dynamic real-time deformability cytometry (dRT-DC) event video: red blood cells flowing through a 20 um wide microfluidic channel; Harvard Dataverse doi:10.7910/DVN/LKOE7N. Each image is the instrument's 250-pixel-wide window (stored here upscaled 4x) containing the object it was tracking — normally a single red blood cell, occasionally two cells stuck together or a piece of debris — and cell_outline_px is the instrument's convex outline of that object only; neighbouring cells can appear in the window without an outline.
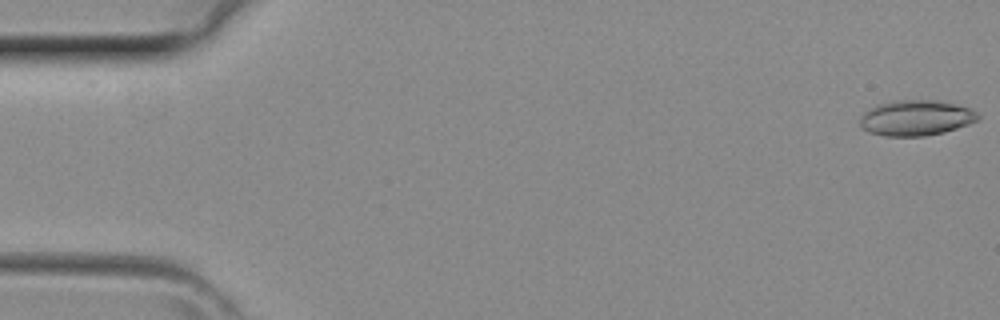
{"species": "common noctule bat (a hibernating species)", "species_latin": "Nyctalus noctula", "temperature_condition": "room temperature", "stored_images_in_passage": 42, "camera_frame_rate_fps": 3000, "um_per_image_px": 0.085, "animal": {"sex": "female", "body_mass_g": 29.2, "forearm_length_mm": 56.3}, "frame": {"image": 1, "passage_image": 1, "time_ms": 0.0, "image_size_px": [1000, 320], "cell_outline_px": [[980, 120], [944, 132], [924, 136], [884, 136], [868, 132], [860, 124], [860, 116], [864, 112], [876, 104], [896, 100], [932, 100], [956, 104], [972, 108], [980, 116]], "centroid_in_image_um": [77.86, 10.02], "position_along_channel_um": 7.1, "area_um2": 24.51}}
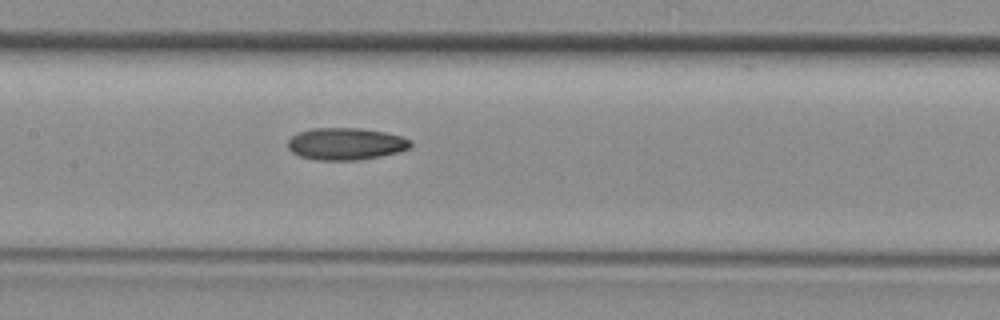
{"frame": {"image": 2, "passage_image": 20, "time_ms": 6.333, "image_size_px": [1000, 320], "cell_outline_px": [[412, 148], [400, 152], [380, 156], [356, 160], [316, 160], [300, 156], [292, 152], [288, 148], [288, 140], [292, 136], [300, 132], [312, 128], [360, 128], [384, 132], [400, 136], [412, 140]], "centroid_in_image_um": [29.42, 12.23], "position_along_channel_um": 178.0, "area_um2": 23.0}}
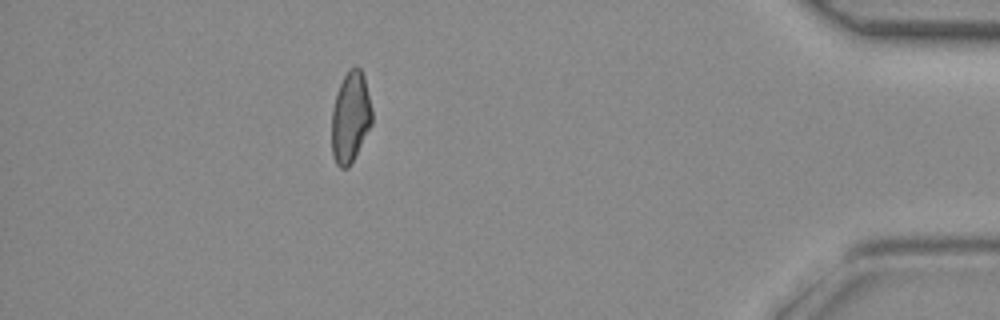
{"frame": {"image": 3, "passage_image": 37, "time_ms": 12.0, "image_size_px": [1000, 320], "cell_outline_px": [[372, 124], [348, 168], [340, 168], [336, 164], [332, 156], [332, 108], [336, 92], [348, 68], [356, 64], [360, 68], [364, 76], [372, 112]], "centroid_in_image_um": [29.77, 9.93], "position_along_channel_um": 405.4, "area_um2": 21.39}}